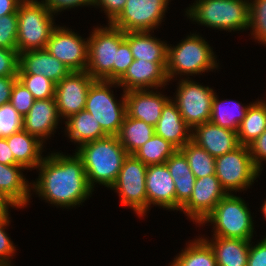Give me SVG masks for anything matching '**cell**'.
<instances>
[{
  "label": "cell",
  "instance_id": "1",
  "mask_svg": "<svg viewBox=\"0 0 266 266\" xmlns=\"http://www.w3.org/2000/svg\"><path fill=\"white\" fill-rule=\"evenodd\" d=\"M39 178L32 183L44 200L60 207H74L92 194L82 159L62 153H51L37 166Z\"/></svg>",
  "mask_w": 266,
  "mask_h": 266
},
{
  "label": "cell",
  "instance_id": "7",
  "mask_svg": "<svg viewBox=\"0 0 266 266\" xmlns=\"http://www.w3.org/2000/svg\"><path fill=\"white\" fill-rule=\"evenodd\" d=\"M116 81L95 80L87 93L85 110L98 122L108 136H117L126 116L125 92L122 100L117 102L110 87Z\"/></svg>",
  "mask_w": 266,
  "mask_h": 266
},
{
  "label": "cell",
  "instance_id": "24",
  "mask_svg": "<svg viewBox=\"0 0 266 266\" xmlns=\"http://www.w3.org/2000/svg\"><path fill=\"white\" fill-rule=\"evenodd\" d=\"M8 146L10 147L15 161L24 166L26 169L36 168L42 162L41 156L43 142L37 137L22 130L6 137Z\"/></svg>",
  "mask_w": 266,
  "mask_h": 266
},
{
  "label": "cell",
  "instance_id": "6",
  "mask_svg": "<svg viewBox=\"0 0 266 266\" xmlns=\"http://www.w3.org/2000/svg\"><path fill=\"white\" fill-rule=\"evenodd\" d=\"M246 204L244 199L229 193L217 203L201 224H214L215 237L252 240L254 223Z\"/></svg>",
  "mask_w": 266,
  "mask_h": 266
},
{
  "label": "cell",
  "instance_id": "30",
  "mask_svg": "<svg viewBox=\"0 0 266 266\" xmlns=\"http://www.w3.org/2000/svg\"><path fill=\"white\" fill-rule=\"evenodd\" d=\"M155 134L154 126L142 120L125 116L119 134L121 145L128 154H133Z\"/></svg>",
  "mask_w": 266,
  "mask_h": 266
},
{
  "label": "cell",
  "instance_id": "15",
  "mask_svg": "<svg viewBox=\"0 0 266 266\" xmlns=\"http://www.w3.org/2000/svg\"><path fill=\"white\" fill-rule=\"evenodd\" d=\"M227 194L228 192L222 187L215 174L196 179L191 197L180 210L193 222L201 225Z\"/></svg>",
  "mask_w": 266,
  "mask_h": 266
},
{
  "label": "cell",
  "instance_id": "36",
  "mask_svg": "<svg viewBox=\"0 0 266 266\" xmlns=\"http://www.w3.org/2000/svg\"><path fill=\"white\" fill-rule=\"evenodd\" d=\"M251 35L266 45V0H253L249 2V28Z\"/></svg>",
  "mask_w": 266,
  "mask_h": 266
},
{
  "label": "cell",
  "instance_id": "43",
  "mask_svg": "<svg viewBox=\"0 0 266 266\" xmlns=\"http://www.w3.org/2000/svg\"><path fill=\"white\" fill-rule=\"evenodd\" d=\"M248 147L253 163L261 171L262 160L266 161V130Z\"/></svg>",
  "mask_w": 266,
  "mask_h": 266
},
{
  "label": "cell",
  "instance_id": "21",
  "mask_svg": "<svg viewBox=\"0 0 266 266\" xmlns=\"http://www.w3.org/2000/svg\"><path fill=\"white\" fill-rule=\"evenodd\" d=\"M59 113L55 98L35 100L29 112L23 117V130L44 143L57 128Z\"/></svg>",
  "mask_w": 266,
  "mask_h": 266
},
{
  "label": "cell",
  "instance_id": "49",
  "mask_svg": "<svg viewBox=\"0 0 266 266\" xmlns=\"http://www.w3.org/2000/svg\"><path fill=\"white\" fill-rule=\"evenodd\" d=\"M23 0H0V17L17 13L18 6Z\"/></svg>",
  "mask_w": 266,
  "mask_h": 266
},
{
  "label": "cell",
  "instance_id": "17",
  "mask_svg": "<svg viewBox=\"0 0 266 266\" xmlns=\"http://www.w3.org/2000/svg\"><path fill=\"white\" fill-rule=\"evenodd\" d=\"M145 186L147 211L151 204L176 210L175 184L165 163L147 167Z\"/></svg>",
  "mask_w": 266,
  "mask_h": 266
},
{
  "label": "cell",
  "instance_id": "45",
  "mask_svg": "<svg viewBox=\"0 0 266 266\" xmlns=\"http://www.w3.org/2000/svg\"><path fill=\"white\" fill-rule=\"evenodd\" d=\"M247 266H266V237L254 246L250 243Z\"/></svg>",
  "mask_w": 266,
  "mask_h": 266
},
{
  "label": "cell",
  "instance_id": "28",
  "mask_svg": "<svg viewBox=\"0 0 266 266\" xmlns=\"http://www.w3.org/2000/svg\"><path fill=\"white\" fill-rule=\"evenodd\" d=\"M66 120H68L65 122L67 135L72 142L78 143L79 147L108 136L93 115L85 109L69 116Z\"/></svg>",
  "mask_w": 266,
  "mask_h": 266
},
{
  "label": "cell",
  "instance_id": "51",
  "mask_svg": "<svg viewBox=\"0 0 266 266\" xmlns=\"http://www.w3.org/2000/svg\"><path fill=\"white\" fill-rule=\"evenodd\" d=\"M262 208H261V212L264 214V217H265V219H266V201H264V204L261 206Z\"/></svg>",
  "mask_w": 266,
  "mask_h": 266
},
{
  "label": "cell",
  "instance_id": "4",
  "mask_svg": "<svg viewBox=\"0 0 266 266\" xmlns=\"http://www.w3.org/2000/svg\"><path fill=\"white\" fill-rule=\"evenodd\" d=\"M17 51L46 49L56 27L50 9L38 0H23L18 6Z\"/></svg>",
  "mask_w": 266,
  "mask_h": 266
},
{
  "label": "cell",
  "instance_id": "11",
  "mask_svg": "<svg viewBox=\"0 0 266 266\" xmlns=\"http://www.w3.org/2000/svg\"><path fill=\"white\" fill-rule=\"evenodd\" d=\"M189 78L182 79L178 83L176 98L172 101L186 124L193 129L210 121L215 92L212 88L202 86Z\"/></svg>",
  "mask_w": 266,
  "mask_h": 266
},
{
  "label": "cell",
  "instance_id": "13",
  "mask_svg": "<svg viewBox=\"0 0 266 266\" xmlns=\"http://www.w3.org/2000/svg\"><path fill=\"white\" fill-rule=\"evenodd\" d=\"M56 25L47 42L48 52L66 65L70 71H86L88 64V38Z\"/></svg>",
  "mask_w": 266,
  "mask_h": 266
},
{
  "label": "cell",
  "instance_id": "16",
  "mask_svg": "<svg viewBox=\"0 0 266 266\" xmlns=\"http://www.w3.org/2000/svg\"><path fill=\"white\" fill-rule=\"evenodd\" d=\"M166 66L167 62L134 59L117 84L123 87V92L165 87L166 83L169 82Z\"/></svg>",
  "mask_w": 266,
  "mask_h": 266
},
{
  "label": "cell",
  "instance_id": "5",
  "mask_svg": "<svg viewBox=\"0 0 266 266\" xmlns=\"http://www.w3.org/2000/svg\"><path fill=\"white\" fill-rule=\"evenodd\" d=\"M216 56L203 39V37L194 33L177 46L169 47L167 54L166 72L169 81L175 78L174 75L199 74L218 67Z\"/></svg>",
  "mask_w": 266,
  "mask_h": 266
},
{
  "label": "cell",
  "instance_id": "50",
  "mask_svg": "<svg viewBox=\"0 0 266 266\" xmlns=\"http://www.w3.org/2000/svg\"><path fill=\"white\" fill-rule=\"evenodd\" d=\"M9 206L17 207V205L0 190V217H9Z\"/></svg>",
  "mask_w": 266,
  "mask_h": 266
},
{
  "label": "cell",
  "instance_id": "40",
  "mask_svg": "<svg viewBox=\"0 0 266 266\" xmlns=\"http://www.w3.org/2000/svg\"><path fill=\"white\" fill-rule=\"evenodd\" d=\"M19 53L17 49L0 48V77H17Z\"/></svg>",
  "mask_w": 266,
  "mask_h": 266
},
{
  "label": "cell",
  "instance_id": "38",
  "mask_svg": "<svg viewBox=\"0 0 266 266\" xmlns=\"http://www.w3.org/2000/svg\"><path fill=\"white\" fill-rule=\"evenodd\" d=\"M17 33V13L0 17V48L17 49Z\"/></svg>",
  "mask_w": 266,
  "mask_h": 266
},
{
  "label": "cell",
  "instance_id": "25",
  "mask_svg": "<svg viewBox=\"0 0 266 266\" xmlns=\"http://www.w3.org/2000/svg\"><path fill=\"white\" fill-rule=\"evenodd\" d=\"M207 240L211 246L217 266H247L251 240L213 237Z\"/></svg>",
  "mask_w": 266,
  "mask_h": 266
},
{
  "label": "cell",
  "instance_id": "20",
  "mask_svg": "<svg viewBox=\"0 0 266 266\" xmlns=\"http://www.w3.org/2000/svg\"><path fill=\"white\" fill-rule=\"evenodd\" d=\"M70 72V69L47 49L30 50L19 54L18 74L43 75L57 84Z\"/></svg>",
  "mask_w": 266,
  "mask_h": 266
},
{
  "label": "cell",
  "instance_id": "19",
  "mask_svg": "<svg viewBox=\"0 0 266 266\" xmlns=\"http://www.w3.org/2000/svg\"><path fill=\"white\" fill-rule=\"evenodd\" d=\"M170 99L150 90H131L125 92L126 115L146 124L155 126L161 117L162 109Z\"/></svg>",
  "mask_w": 266,
  "mask_h": 266
},
{
  "label": "cell",
  "instance_id": "29",
  "mask_svg": "<svg viewBox=\"0 0 266 266\" xmlns=\"http://www.w3.org/2000/svg\"><path fill=\"white\" fill-rule=\"evenodd\" d=\"M224 102H226L227 105H224ZM250 105L251 104L243 106L237 101L228 99L224 101L219 100L215 93L212 102L210 122L218 125L219 127L227 128L237 132Z\"/></svg>",
  "mask_w": 266,
  "mask_h": 266
},
{
  "label": "cell",
  "instance_id": "14",
  "mask_svg": "<svg viewBox=\"0 0 266 266\" xmlns=\"http://www.w3.org/2000/svg\"><path fill=\"white\" fill-rule=\"evenodd\" d=\"M94 81L87 71H71L55 85V100L60 117L67 119L85 108L87 93Z\"/></svg>",
  "mask_w": 266,
  "mask_h": 266
},
{
  "label": "cell",
  "instance_id": "35",
  "mask_svg": "<svg viewBox=\"0 0 266 266\" xmlns=\"http://www.w3.org/2000/svg\"><path fill=\"white\" fill-rule=\"evenodd\" d=\"M17 79L32 93L35 100L55 98V83L43 75L18 74Z\"/></svg>",
  "mask_w": 266,
  "mask_h": 266
},
{
  "label": "cell",
  "instance_id": "39",
  "mask_svg": "<svg viewBox=\"0 0 266 266\" xmlns=\"http://www.w3.org/2000/svg\"><path fill=\"white\" fill-rule=\"evenodd\" d=\"M35 98L32 93L19 81L14 83L10 97V103L23 117L29 112Z\"/></svg>",
  "mask_w": 266,
  "mask_h": 266
},
{
  "label": "cell",
  "instance_id": "44",
  "mask_svg": "<svg viewBox=\"0 0 266 266\" xmlns=\"http://www.w3.org/2000/svg\"><path fill=\"white\" fill-rule=\"evenodd\" d=\"M126 1L127 0H93L92 6H102L101 8H104V13L108 16V22L112 23L123 11Z\"/></svg>",
  "mask_w": 266,
  "mask_h": 266
},
{
  "label": "cell",
  "instance_id": "23",
  "mask_svg": "<svg viewBox=\"0 0 266 266\" xmlns=\"http://www.w3.org/2000/svg\"><path fill=\"white\" fill-rule=\"evenodd\" d=\"M165 164L175 184L176 210H180L191 197L196 178L185 155L179 149L168 158Z\"/></svg>",
  "mask_w": 266,
  "mask_h": 266
},
{
  "label": "cell",
  "instance_id": "34",
  "mask_svg": "<svg viewBox=\"0 0 266 266\" xmlns=\"http://www.w3.org/2000/svg\"><path fill=\"white\" fill-rule=\"evenodd\" d=\"M179 150L185 155L196 179L215 174V157L192 140Z\"/></svg>",
  "mask_w": 266,
  "mask_h": 266
},
{
  "label": "cell",
  "instance_id": "47",
  "mask_svg": "<svg viewBox=\"0 0 266 266\" xmlns=\"http://www.w3.org/2000/svg\"><path fill=\"white\" fill-rule=\"evenodd\" d=\"M17 77H0V106L10 101L12 88Z\"/></svg>",
  "mask_w": 266,
  "mask_h": 266
},
{
  "label": "cell",
  "instance_id": "2",
  "mask_svg": "<svg viewBox=\"0 0 266 266\" xmlns=\"http://www.w3.org/2000/svg\"><path fill=\"white\" fill-rule=\"evenodd\" d=\"M76 154L82 159L92 189L95 182L111 188L128 155L117 136H107L85 143L78 147Z\"/></svg>",
  "mask_w": 266,
  "mask_h": 266
},
{
  "label": "cell",
  "instance_id": "37",
  "mask_svg": "<svg viewBox=\"0 0 266 266\" xmlns=\"http://www.w3.org/2000/svg\"><path fill=\"white\" fill-rule=\"evenodd\" d=\"M23 130V116L10 102L0 106V138H6Z\"/></svg>",
  "mask_w": 266,
  "mask_h": 266
},
{
  "label": "cell",
  "instance_id": "18",
  "mask_svg": "<svg viewBox=\"0 0 266 266\" xmlns=\"http://www.w3.org/2000/svg\"><path fill=\"white\" fill-rule=\"evenodd\" d=\"M191 140L213 157L224 155L240 146L236 131L219 127L210 121L195 126Z\"/></svg>",
  "mask_w": 266,
  "mask_h": 266
},
{
  "label": "cell",
  "instance_id": "9",
  "mask_svg": "<svg viewBox=\"0 0 266 266\" xmlns=\"http://www.w3.org/2000/svg\"><path fill=\"white\" fill-rule=\"evenodd\" d=\"M260 172L246 145H240L231 152L215 157V175L228 194L252 186Z\"/></svg>",
  "mask_w": 266,
  "mask_h": 266
},
{
  "label": "cell",
  "instance_id": "10",
  "mask_svg": "<svg viewBox=\"0 0 266 266\" xmlns=\"http://www.w3.org/2000/svg\"><path fill=\"white\" fill-rule=\"evenodd\" d=\"M147 167L133 154H128L115 183L110 188L119 193L121 205L129 206L139 216H144L147 212Z\"/></svg>",
  "mask_w": 266,
  "mask_h": 266
},
{
  "label": "cell",
  "instance_id": "3",
  "mask_svg": "<svg viewBox=\"0 0 266 266\" xmlns=\"http://www.w3.org/2000/svg\"><path fill=\"white\" fill-rule=\"evenodd\" d=\"M188 7L189 19L207 27L227 31L249 28V1L247 0H197Z\"/></svg>",
  "mask_w": 266,
  "mask_h": 266
},
{
  "label": "cell",
  "instance_id": "33",
  "mask_svg": "<svg viewBox=\"0 0 266 266\" xmlns=\"http://www.w3.org/2000/svg\"><path fill=\"white\" fill-rule=\"evenodd\" d=\"M177 148L164 138L154 134L133 155L146 166L164 164Z\"/></svg>",
  "mask_w": 266,
  "mask_h": 266
},
{
  "label": "cell",
  "instance_id": "27",
  "mask_svg": "<svg viewBox=\"0 0 266 266\" xmlns=\"http://www.w3.org/2000/svg\"><path fill=\"white\" fill-rule=\"evenodd\" d=\"M22 165H4L0 163V190L7 195L18 208L28 205L31 183L28 184L21 170ZM26 180V181H25Z\"/></svg>",
  "mask_w": 266,
  "mask_h": 266
},
{
  "label": "cell",
  "instance_id": "32",
  "mask_svg": "<svg viewBox=\"0 0 266 266\" xmlns=\"http://www.w3.org/2000/svg\"><path fill=\"white\" fill-rule=\"evenodd\" d=\"M170 266H217L215 254L204 238L190 242Z\"/></svg>",
  "mask_w": 266,
  "mask_h": 266
},
{
  "label": "cell",
  "instance_id": "26",
  "mask_svg": "<svg viewBox=\"0 0 266 266\" xmlns=\"http://www.w3.org/2000/svg\"><path fill=\"white\" fill-rule=\"evenodd\" d=\"M134 59L167 62L168 45L152 37L150 31L125 32Z\"/></svg>",
  "mask_w": 266,
  "mask_h": 266
},
{
  "label": "cell",
  "instance_id": "42",
  "mask_svg": "<svg viewBox=\"0 0 266 266\" xmlns=\"http://www.w3.org/2000/svg\"><path fill=\"white\" fill-rule=\"evenodd\" d=\"M9 222V217H0V266H11V260L9 259L16 250L13 241L5 232Z\"/></svg>",
  "mask_w": 266,
  "mask_h": 266
},
{
  "label": "cell",
  "instance_id": "22",
  "mask_svg": "<svg viewBox=\"0 0 266 266\" xmlns=\"http://www.w3.org/2000/svg\"><path fill=\"white\" fill-rule=\"evenodd\" d=\"M154 129L157 136L169 141L177 149L191 140L192 129L186 124L172 99L163 107L161 117Z\"/></svg>",
  "mask_w": 266,
  "mask_h": 266
},
{
  "label": "cell",
  "instance_id": "48",
  "mask_svg": "<svg viewBox=\"0 0 266 266\" xmlns=\"http://www.w3.org/2000/svg\"><path fill=\"white\" fill-rule=\"evenodd\" d=\"M0 163L4 165H19L8 146L6 138H0Z\"/></svg>",
  "mask_w": 266,
  "mask_h": 266
},
{
  "label": "cell",
  "instance_id": "12",
  "mask_svg": "<svg viewBox=\"0 0 266 266\" xmlns=\"http://www.w3.org/2000/svg\"><path fill=\"white\" fill-rule=\"evenodd\" d=\"M169 0H127L123 11L111 23L123 32L150 31L162 22Z\"/></svg>",
  "mask_w": 266,
  "mask_h": 266
},
{
  "label": "cell",
  "instance_id": "46",
  "mask_svg": "<svg viewBox=\"0 0 266 266\" xmlns=\"http://www.w3.org/2000/svg\"><path fill=\"white\" fill-rule=\"evenodd\" d=\"M52 13H58L67 8H74L78 6H88L93 4V0H42Z\"/></svg>",
  "mask_w": 266,
  "mask_h": 266
},
{
  "label": "cell",
  "instance_id": "8",
  "mask_svg": "<svg viewBox=\"0 0 266 266\" xmlns=\"http://www.w3.org/2000/svg\"><path fill=\"white\" fill-rule=\"evenodd\" d=\"M109 27L94 28L88 38L86 71L95 80L113 81V65L117 50L125 40V32L108 23Z\"/></svg>",
  "mask_w": 266,
  "mask_h": 266
},
{
  "label": "cell",
  "instance_id": "41",
  "mask_svg": "<svg viewBox=\"0 0 266 266\" xmlns=\"http://www.w3.org/2000/svg\"><path fill=\"white\" fill-rule=\"evenodd\" d=\"M134 61L129 43L124 40L118 47L116 63L113 65V81H118Z\"/></svg>",
  "mask_w": 266,
  "mask_h": 266
},
{
  "label": "cell",
  "instance_id": "31",
  "mask_svg": "<svg viewBox=\"0 0 266 266\" xmlns=\"http://www.w3.org/2000/svg\"><path fill=\"white\" fill-rule=\"evenodd\" d=\"M266 130V102L256 101L249 106L237 131L240 145L248 146Z\"/></svg>",
  "mask_w": 266,
  "mask_h": 266
}]
</instances>
